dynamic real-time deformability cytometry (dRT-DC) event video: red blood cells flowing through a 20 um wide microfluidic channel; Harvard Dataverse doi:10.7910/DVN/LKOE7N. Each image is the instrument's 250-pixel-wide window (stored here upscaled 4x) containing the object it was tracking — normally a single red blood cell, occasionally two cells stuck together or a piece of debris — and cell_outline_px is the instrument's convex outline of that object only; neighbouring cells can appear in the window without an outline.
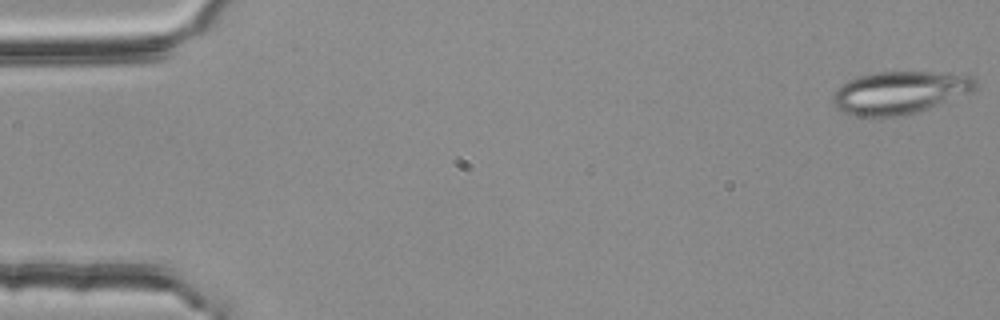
{"species": "common noctule bat (a hibernating species)", "species_latin": "Nyctalus noctula", "temperature_condition": "room temperature", "stored_images_in_passage": 15, "camera_frame_rate_fps": 3000, "um_per_image_px": 0.085, "animal": {"sex": "female", "body_mass_g": 25.1}, "frame": {"image": 1, "passage_image": 1, "time_ms": 0.0, "image_size_px": [1000, 320], "cell_outline_px": [[980, 88], [976, 92], [904, 116], [856, 116], [844, 112], [836, 108], [832, 104], [832, 96], [836, 88], [840, 84], [856, 76], [872, 72], [948, 72], [972, 76], [980, 84]], "centroid_in_image_um": [76.53, 7.85], "position_along_channel_um": 8.5, "area_um2": 36.3}}